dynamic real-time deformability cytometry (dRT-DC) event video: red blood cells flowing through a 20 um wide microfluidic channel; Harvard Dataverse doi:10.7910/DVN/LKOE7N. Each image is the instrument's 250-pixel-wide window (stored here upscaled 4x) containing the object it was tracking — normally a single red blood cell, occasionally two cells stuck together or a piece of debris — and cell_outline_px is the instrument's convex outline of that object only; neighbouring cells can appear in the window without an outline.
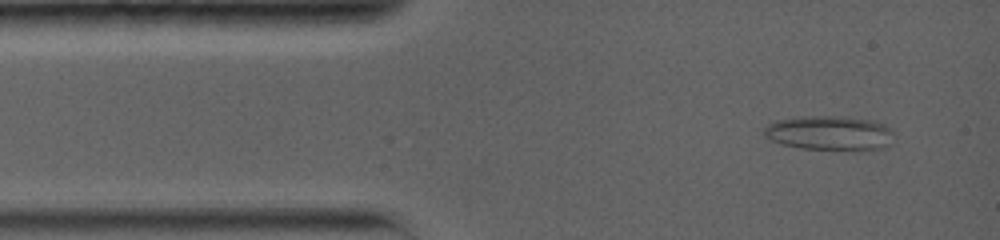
{"species": "common noctule bat (a hibernating species)", "species_latin": "Nyctalus noctula", "temperature_condition": "warm", "stored_images_in_passage": 78, "camera_frame_rate_fps": 5000, "um_per_image_px": 0.085, "animal": {"sex": "female", "body_mass_g": 19.0, "forearm_length_mm": 56.7}, "frame": {"image": 1, "passage_image": 8, "time_ms": 0.8, "image_size_px": [1000, 240], "cell_outline_px": [[892, 132], [888, 144], [880, 148], [852, 152], [800, 148], [780, 144], [764, 136], [764, 128], [768, 124], [776, 120], [808, 116], [848, 116], [872, 120], [884, 124]], "centroid_in_image_um": [70.49, 11.33], "position_along_channel_um": 14.5, "area_um2": 26.47}}
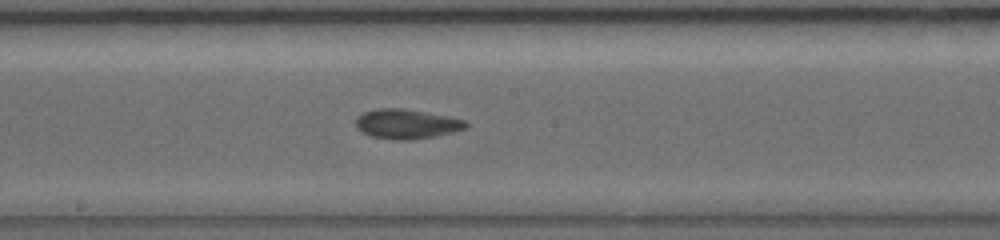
{"frame": {"image": 2, "passage_image": 49, "time_ms": 7.4, "image_size_px": [1000, 240], "cell_outline_px": [[468, 128], [436, 136], [412, 140], [396, 140], [368, 136], [360, 132], [356, 128], [356, 120], [364, 112], [380, 108], [404, 108], [448, 116], [464, 120], [468, 124]], "centroid_in_image_um": [34.56, 10.55], "position_along_channel_um": 213.6, "area_um2": 19.13}}
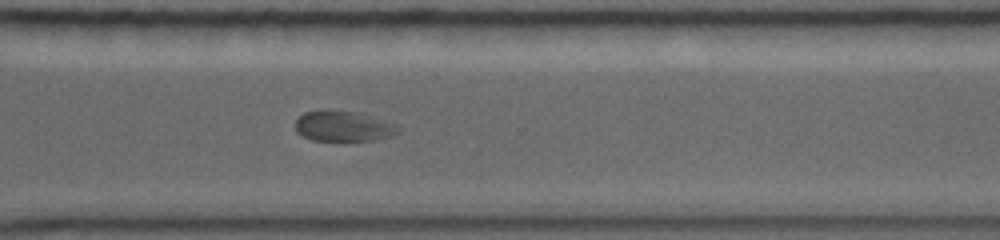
{"frame": {"image": 3, "passage_image": 77, "time_ms": 10.8, "image_size_px": [1000, 240], "cell_outline_px": [[400, 132], [376, 140], [312, 140], [296, 132], [296, 120], [304, 112], [352, 112], [400, 124]], "centroid_in_image_um": [29.23, 10.76], "position_along_channel_um": 341.4, "area_um2": 17.57}}